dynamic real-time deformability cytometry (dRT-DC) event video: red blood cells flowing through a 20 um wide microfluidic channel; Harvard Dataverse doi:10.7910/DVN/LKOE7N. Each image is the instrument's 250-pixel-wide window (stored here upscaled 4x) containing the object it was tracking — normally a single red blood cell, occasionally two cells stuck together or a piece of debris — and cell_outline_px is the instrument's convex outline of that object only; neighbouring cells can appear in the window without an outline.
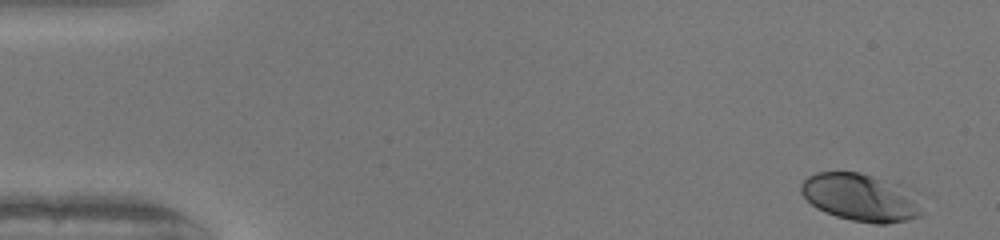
{"species": "human", "species_latin": "Homo sapiens", "temperature_condition": "warm", "stored_images_in_passage": 50, "camera_frame_rate_fps": 3000, "um_per_image_px": 0.085, "donor": {"sex": "female"}, "frame": {"image": 1, "passage_image": 1, "time_ms": 0.0, "image_size_px": [1000, 240], "cell_outline_px": [[928, 196], [920, 216], [908, 220], [888, 224], [876, 224], [852, 220], [836, 216], [824, 212], [816, 208], [800, 192], [800, 184], [808, 176], [816, 172], [860, 172], [924, 192]], "centroid_in_image_um": [73.33, 16.78], "position_along_channel_um": 11.7, "area_um2": 34.91}}
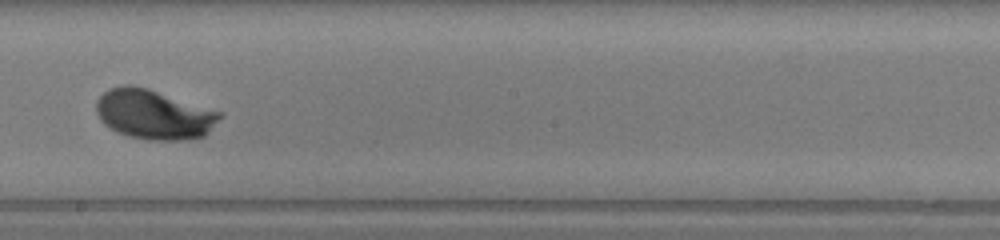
{"frame": {"image": 2, "passage_image": 28, "time_ms": 9.0, "image_size_px": [1000, 240], "cell_outline_px": [[224, 116], [204, 136], [184, 140], [148, 140], [128, 136], [116, 132], [104, 124], [100, 120], [96, 112], [96, 100], [108, 88], [124, 84], [132, 84], [148, 88], [224, 112]], "centroid_in_image_um": [13.09, 9.71], "position_along_channel_um": 235.1, "area_um2": 36.3}}
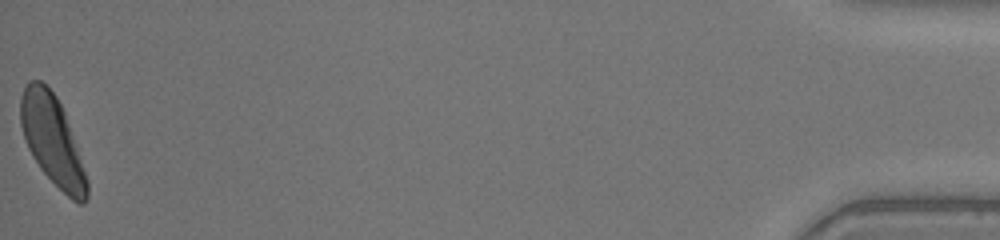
{"frame": {"image": 3, "passage_image": 50, "time_ms": 16.333, "image_size_px": [1000, 240], "cell_outline_px": [[88, 196], [84, 204], [80, 204], [72, 200], [40, 168], [32, 156], [28, 148], [20, 124], [20, 96], [28, 80], [40, 80], [56, 96], [64, 112], [88, 180]], "centroid_in_image_um": [4.43, 11.92], "position_along_channel_um": 430.8, "area_um2": 33.99}, "authors_computed_cell_mechanics": {"area_um2": 33.6685, "velocity_mm_per_s": 4.0449, "shape_relaxation_time_tau1_ms": 3.151, "shape_relaxation_time_tau2_ms": null, "deformation_change_tau1": 0.1815, "deformation_change_tau2": null}}